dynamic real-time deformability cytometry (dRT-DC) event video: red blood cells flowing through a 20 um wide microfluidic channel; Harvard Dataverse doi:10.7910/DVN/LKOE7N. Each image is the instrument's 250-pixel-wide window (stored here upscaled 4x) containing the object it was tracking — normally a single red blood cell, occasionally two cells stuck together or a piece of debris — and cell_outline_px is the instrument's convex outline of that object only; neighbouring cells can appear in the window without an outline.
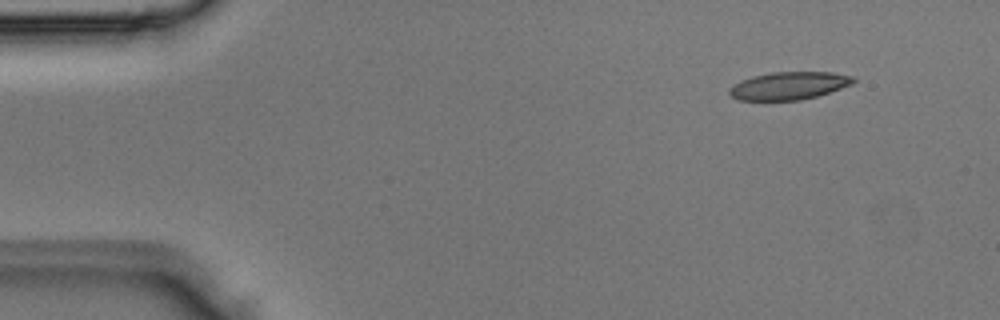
{"species": "Egyptian fruit bat (a non-hibernating species)", "species_latin": "Rousettus aegyptiacus", "temperature_condition": "room temperature", "stored_images_in_passage": 3, "camera_frame_rate_fps": 3000, "um_per_image_px": 0.085, "animal": {"sex": "male"}, "frame": {"image": 1, "passage_image": 1, "time_ms": 0.0, "image_size_px": [1000, 320], "cell_outline_px": [[856, 80], [852, 84], [816, 96], [800, 100], [736, 100], [728, 92], [728, 88], [740, 80], [752, 76], [772, 72], [832, 72], [856, 76]], "centroid_in_image_um": [67.04, 7.28], "position_along_channel_um": 18.0, "area_um2": 20.11}}
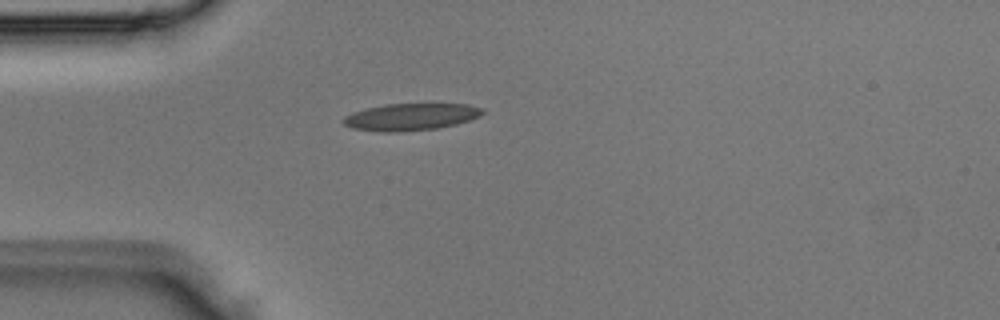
{"frame": {"image": 2, "passage_image": 3, "time_ms": 0.667, "image_size_px": [1000, 320], "cell_outline_px": [[484, 112], [480, 116], [456, 124], [436, 128], [400, 132], [380, 132], [352, 128], [344, 124], [344, 116], [352, 112], [384, 104], [468, 104], [484, 108]], "centroid_in_image_um": [34.92, 9.93], "position_along_channel_um": 50.1, "area_um2": 21.85}}